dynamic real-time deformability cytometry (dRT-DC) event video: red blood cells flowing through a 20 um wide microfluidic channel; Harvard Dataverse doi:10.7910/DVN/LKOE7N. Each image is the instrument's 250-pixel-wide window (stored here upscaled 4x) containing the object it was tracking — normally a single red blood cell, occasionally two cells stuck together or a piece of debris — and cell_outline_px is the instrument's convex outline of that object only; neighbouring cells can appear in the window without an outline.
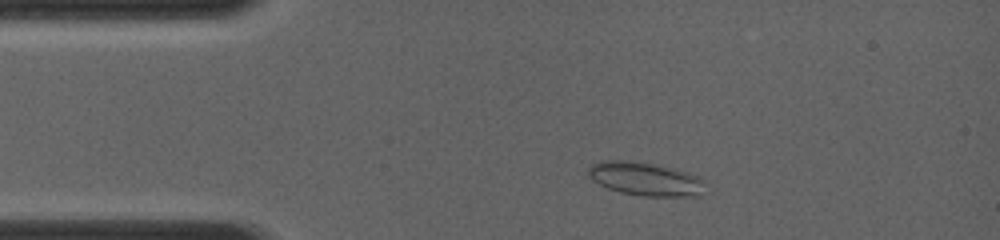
{"species": "common noctule bat (a hibernating species)", "species_latin": "Nyctalus noctula", "temperature_condition": "room temperature", "stored_images_in_passage": 23, "camera_frame_rate_fps": 4000, "um_per_image_px": 0.085, "animal": {"sex": "female", "body_mass_g": 19.0, "forearm_length_mm": 56.7}, "frame": {"image": 1, "passage_image": 4, "time_ms": 1.5, "image_size_px": [1000, 240], "cell_outline_px": [[696, 180], [692, 192], [668, 196], [652, 196], [624, 192], [600, 184], [588, 172], [592, 164], [600, 160], [632, 160], [652, 164], [684, 172], [696, 176]], "centroid_in_image_um": [54.57, 15.13], "position_along_channel_um": 30.4, "area_um2": 20.4}}
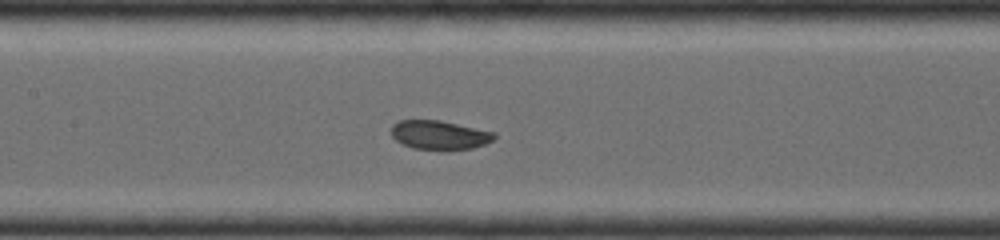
{"frame": {"image": 2, "passage_image": 14, "time_ms": 5.5, "image_size_px": [1000, 240], "cell_outline_px": [[496, 136], [492, 140], [484, 144], [472, 148], [416, 148], [404, 144], [396, 140], [392, 136], [392, 124], [400, 120], [440, 120], [492, 132]], "centroid_in_image_um": [37.31, 11.44], "position_along_channel_um": 170.1, "area_um2": 16.65}}
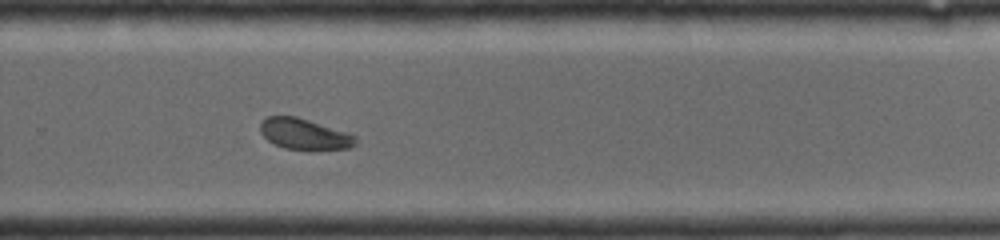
{"frame": {"image": 3, "passage_image": 23, "time_ms": 8.5, "image_size_px": [1000, 240], "cell_outline_px": [[356, 140], [348, 148], [288, 148], [276, 144], [268, 140], [264, 136], [260, 128], [260, 124], [268, 116], [296, 116], [356, 136]], "centroid_in_image_um": [25.81, 11.36], "position_along_channel_um": 304.0, "area_um2": 16.13}}